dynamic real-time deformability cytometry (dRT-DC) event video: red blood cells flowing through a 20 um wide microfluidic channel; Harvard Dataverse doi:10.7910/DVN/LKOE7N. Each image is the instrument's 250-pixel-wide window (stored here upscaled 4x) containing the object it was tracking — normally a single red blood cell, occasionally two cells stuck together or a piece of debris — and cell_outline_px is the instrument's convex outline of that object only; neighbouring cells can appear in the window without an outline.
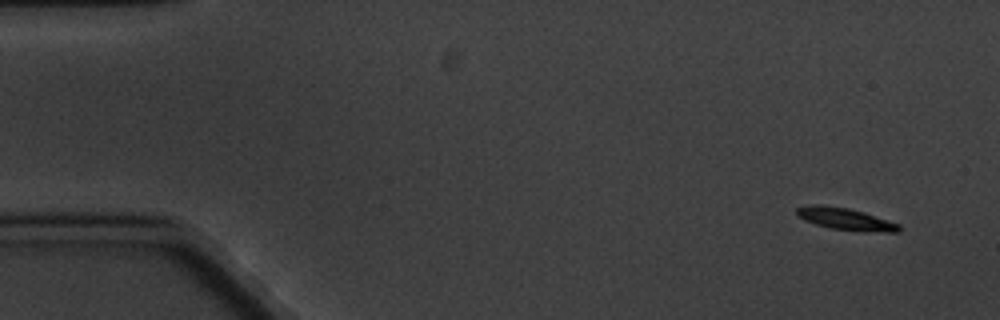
{"species": "common noctule bat (a hibernating species)", "species_latin": "Nyctalus noctula", "temperature_condition": "cold", "stored_images_in_passage": 5, "camera_frame_rate_fps": 3000, "um_per_image_px": 0.085, "animal": {"sex": "male", "body_mass_g": 20.1, "forearm_length_mm": 53.5}, "frame": {"image": 1, "passage_image": 1, "time_ms": 0.0, "image_size_px": [1000, 320], "cell_outline_px": [[900, 232], [864, 232], [832, 228], [816, 224], [804, 220], [796, 216], [796, 208], [808, 204], [820, 204], [848, 208], [864, 212], [900, 224]], "centroid_in_image_um": [71.85, 18.61], "position_along_channel_um": 13.1, "area_um2": 13.29}}
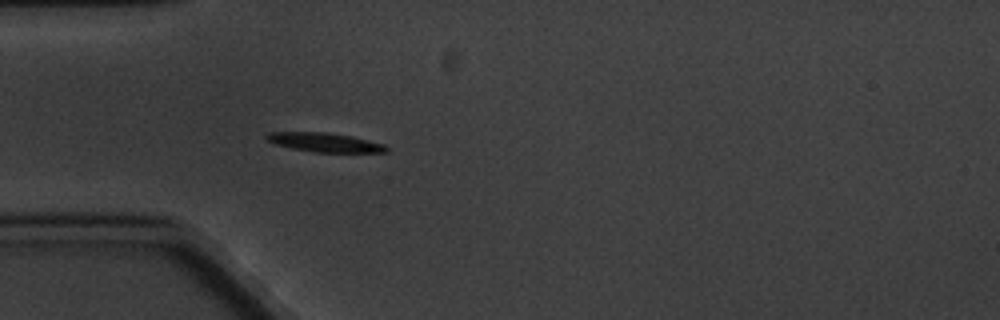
{"frame": {"image": 2, "passage_image": 5, "time_ms": 4.667, "image_size_px": [1000, 320], "cell_outline_px": [[388, 152], [316, 152], [292, 148], [276, 144], [268, 140], [264, 136], [268, 132], [328, 132], [348, 136], [384, 144], [388, 148]], "centroid_in_image_um": [27.58, 12.1], "position_along_channel_um": 57.4, "area_um2": 13.06}}